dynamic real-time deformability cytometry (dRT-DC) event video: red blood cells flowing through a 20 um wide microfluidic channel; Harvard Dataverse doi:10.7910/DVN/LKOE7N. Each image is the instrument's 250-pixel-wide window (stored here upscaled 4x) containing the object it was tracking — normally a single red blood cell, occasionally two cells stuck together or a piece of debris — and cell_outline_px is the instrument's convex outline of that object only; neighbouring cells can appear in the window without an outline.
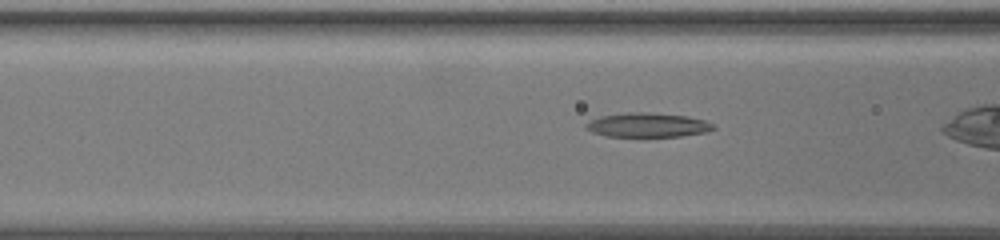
{"species": "common noctule bat (a hibernating species)", "species_latin": "Nyctalus noctula", "temperature_condition": "warm", "stored_images_in_passage": 46, "camera_frame_rate_fps": 3000, "um_per_image_px": 0.085, "animal": {"sex": "female", "body_mass_g": 19.5, "forearm_length_mm": 54.1}, "frame": {"image": 1, "passage_image": 22, "time_ms": 7.0, "image_size_px": [1000, 240], "cell_outline_px": [[716, 128], [704, 132], [680, 136], [604, 136], [592, 132], [584, 128], [584, 124], [588, 120], [600, 116], [628, 112], [640, 112], [688, 116], [704, 120], [712, 124]], "centroid_in_image_um": [54.97, 10.62], "position_along_channel_um": 111.6, "area_um2": 17.92}}
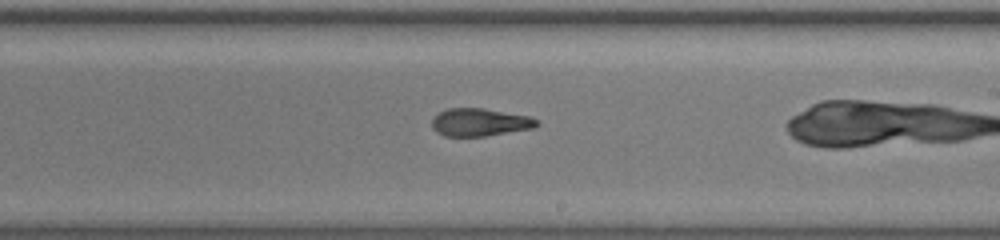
{"frame": {"image": 2, "passage_image": 34, "time_ms": 11.0, "image_size_px": [1000, 240], "cell_outline_px": [[540, 124], [536, 128], [484, 136], [444, 136], [436, 132], [432, 128], [432, 120], [440, 112], [448, 108], [484, 108], [532, 116], [540, 120]], "centroid_in_image_um": [40.86, 10.39], "position_along_channel_um": 248.1, "area_um2": 17.22}}
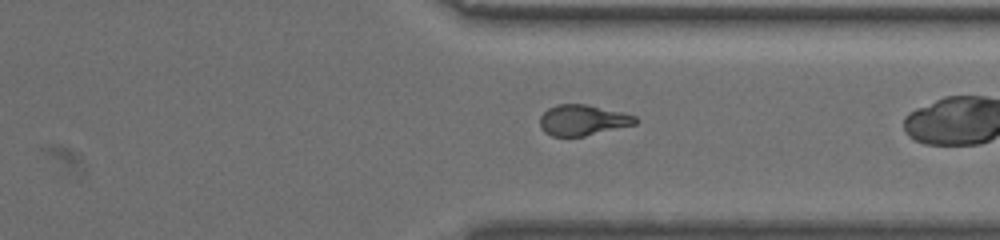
{"frame": {"image": 3, "passage_image": 44, "time_ms": 14.333, "image_size_px": [1000, 240], "cell_outline_px": [[640, 120], [636, 124], [584, 136], [552, 136], [544, 132], [540, 128], [540, 116], [548, 108], [556, 104], [588, 104], [636, 116]], "centroid_in_image_um": [49.52, 10.21], "position_along_channel_um": 361.9, "area_um2": 17.11}}